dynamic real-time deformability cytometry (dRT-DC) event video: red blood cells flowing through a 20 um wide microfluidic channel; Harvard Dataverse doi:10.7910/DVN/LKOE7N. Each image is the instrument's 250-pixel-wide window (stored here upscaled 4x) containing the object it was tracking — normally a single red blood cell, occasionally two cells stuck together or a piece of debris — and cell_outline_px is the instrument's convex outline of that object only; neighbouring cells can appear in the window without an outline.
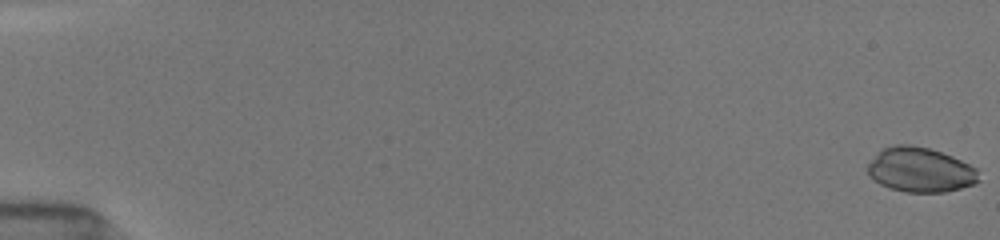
{"species": "common noctule bat (a hibernating species)", "species_latin": "Nyctalus noctula", "temperature_condition": "room temperature", "stored_images_in_passage": 25, "camera_frame_rate_fps": 3000, "um_per_image_px": 0.085, "animal": {"sex": "female", "body_mass_g": 19.5, "forearm_length_mm": 54.1}, "frame": {"image": 1, "passage_image": 1, "time_ms": 0.0, "image_size_px": [1000, 240], "cell_outline_px": [[980, 180], [976, 184], [944, 192], [908, 192], [888, 188], [880, 184], [868, 172], [868, 164], [884, 148], [896, 144], [908, 144], [928, 148], [952, 156], [976, 168]], "centroid_in_image_um": [78.26, 14.45], "position_along_channel_um": 6.7, "area_um2": 28.55}}
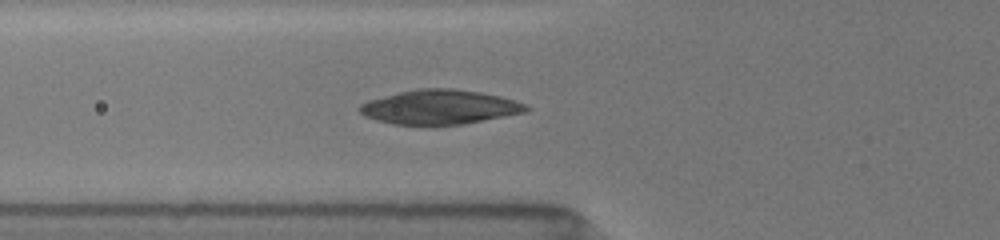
{"frame": {"image": 2, "passage_image": 22, "time_ms": 6.667, "image_size_px": [1000, 240], "cell_outline_px": [[532, 108], [524, 112], [464, 124], [392, 124], [376, 120], [364, 116], [356, 108], [360, 104], [368, 100], [400, 92], [420, 88], [452, 88], [480, 92], [500, 96], [516, 100], [528, 104]], "centroid_in_image_um": [37.38, 9.09], "position_along_channel_um": 88.4, "area_um2": 33.29}}
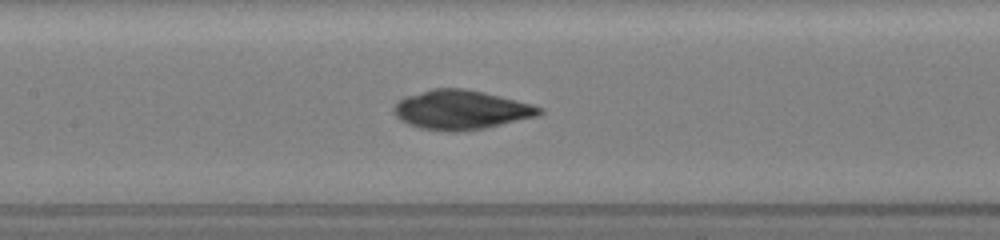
{"frame": {"image": 3, "passage_image": 25, "time_ms": 8.667, "image_size_px": [1000, 240], "cell_outline_px": [[544, 112], [536, 116], [484, 128], [456, 132], [444, 132], [420, 128], [408, 124], [400, 120], [392, 112], [392, 108], [404, 96], [432, 88], [464, 88], [484, 92], [532, 104], [544, 108]], "centroid_in_image_um": [39.15, 9.33], "position_along_channel_um": 168.2, "area_um2": 33.41}}